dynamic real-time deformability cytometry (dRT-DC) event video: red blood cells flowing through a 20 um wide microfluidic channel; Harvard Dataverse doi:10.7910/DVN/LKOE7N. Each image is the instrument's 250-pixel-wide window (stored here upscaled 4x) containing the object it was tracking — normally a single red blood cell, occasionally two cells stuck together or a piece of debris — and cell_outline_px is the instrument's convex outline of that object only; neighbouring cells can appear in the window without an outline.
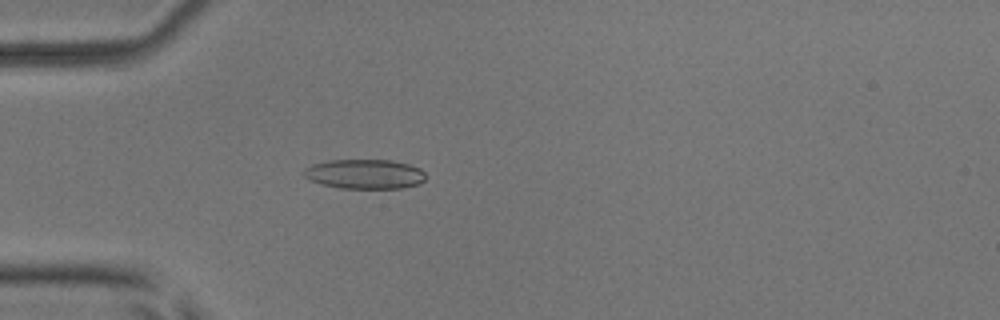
{"species": "common noctule bat (a hibernating species)", "species_latin": "Nyctalus noctula", "temperature_condition": "room temperature", "stored_images_in_passage": 4, "camera_frame_rate_fps": 3000, "um_per_image_px": 0.085, "animal": {"sex": "male", "body_mass_g": 17.9, "forearm_length_mm": 54.2}, "frame": {"image": 1, "passage_image": 4, "time_ms": 3.333, "image_size_px": [1000, 320], "cell_outline_px": [[428, 176], [420, 184], [404, 188], [340, 188], [320, 184], [304, 176], [304, 168], [312, 164], [328, 160], [392, 160], [408, 164], [420, 168]], "centroid_in_image_um": [31.04, 14.79], "position_along_channel_um": 54.0, "area_um2": 21.15}}